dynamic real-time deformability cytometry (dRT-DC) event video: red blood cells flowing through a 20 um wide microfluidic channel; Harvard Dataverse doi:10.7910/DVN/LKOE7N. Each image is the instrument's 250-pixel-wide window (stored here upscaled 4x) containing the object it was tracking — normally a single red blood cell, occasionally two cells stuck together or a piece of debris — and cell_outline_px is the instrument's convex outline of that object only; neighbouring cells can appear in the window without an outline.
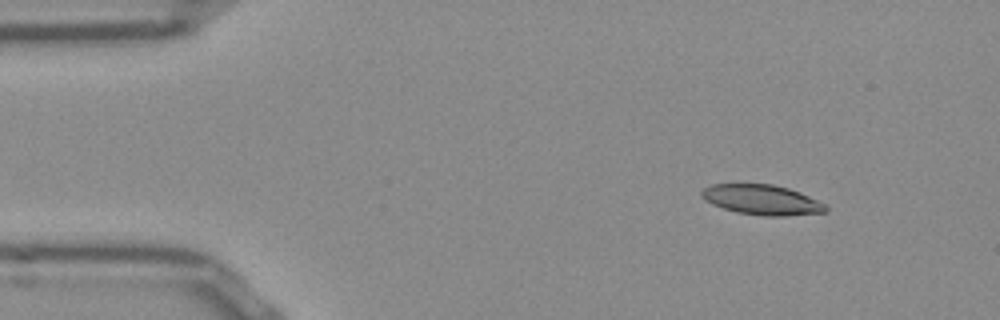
{"species": "Egyptian fruit bat (a non-hibernating species)", "species_latin": "Rousettus aegyptiacus", "temperature_condition": "room temperature", "stored_images_in_passage": 8, "camera_frame_rate_fps": 3000, "um_per_image_px": 0.085, "frame": {"image": 1, "passage_image": 1, "time_ms": 0.0, "image_size_px": [1000, 320], "cell_outline_px": [[828, 212], [784, 216], [764, 216], [736, 212], [712, 204], [704, 200], [700, 196], [700, 192], [704, 188], [712, 184], [772, 184], [788, 188], [800, 192], [824, 204], [828, 208]], "centroid_in_image_um": [64.74, 16.98], "position_along_channel_um": 20.3, "area_um2": 21.73}}